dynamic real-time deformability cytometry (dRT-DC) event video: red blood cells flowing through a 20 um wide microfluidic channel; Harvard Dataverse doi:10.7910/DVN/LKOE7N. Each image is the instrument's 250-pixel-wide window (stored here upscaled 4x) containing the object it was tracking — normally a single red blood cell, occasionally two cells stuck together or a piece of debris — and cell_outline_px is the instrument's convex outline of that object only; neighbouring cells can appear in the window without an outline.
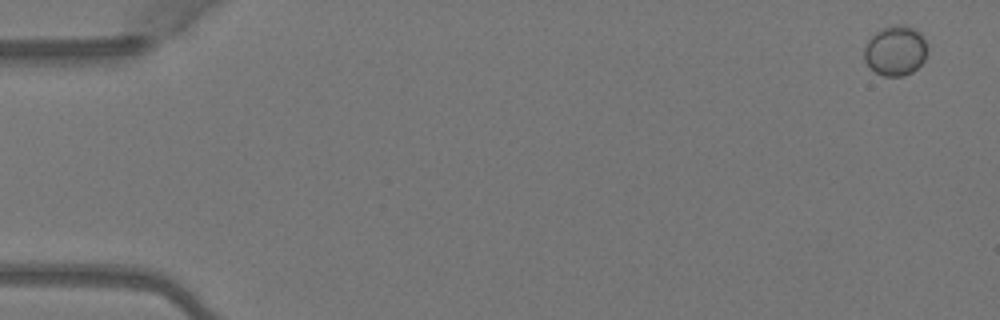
{"species": "Egyptian fruit bat (a non-hibernating species)", "species_latin": "Rousettus aegyptiacus", "temperature_condition": "warm", "stored_images_in_passage": 4, "camera_frame_rate_fps": 3000, "um_per_image_px": 0.085, "animal": {"sex": "female"}, "frame": {"image": 1, "passage_image": 1, "time_ms": 0.0, "image_size_px": [1000, 320], "cell_outline_px": [[928, 48], [924, 60], [912, 72], [904, 76], [884, 76], [876, 72], [864, 60], [864, 48], [868, 40], [876, 32], [884, 28], [896, 24], [908, 24], [920, 32], [928, 44]], "centroid_in_image_um": [76.14, 4.29], "position_along_channel_um": 8.9, "area_um2": 18.5}}